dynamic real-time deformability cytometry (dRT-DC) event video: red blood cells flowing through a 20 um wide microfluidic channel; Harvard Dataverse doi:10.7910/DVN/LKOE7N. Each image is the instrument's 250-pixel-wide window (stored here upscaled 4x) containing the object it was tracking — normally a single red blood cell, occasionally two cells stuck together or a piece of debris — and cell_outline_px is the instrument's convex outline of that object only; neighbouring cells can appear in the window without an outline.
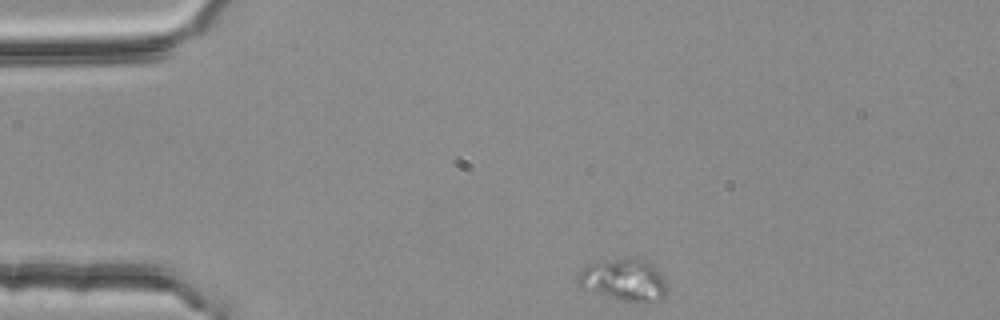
{"species": "common noctule bat (a hibernating species)", "species_latin": "Nyctalus noctula", "temperature_condition": "room temperature", "stored_images_in_passage": 39, "camera_frame_rate_fps": 3000, "um_per_image_px": 0.085, "animal": {"sex": "female", "body_mass_g": 25.1}, "frame": {"image": 1, "passage_image": 1, "time_ms": 0.0, "image_size_px": [1000, 320], "cell_outline_px": [[668, 292], [660, 300], [620, 300], [580, 288], [576, 280], [580, 272], [588, 264], [624, 256], [644, 256], [664, 276], [668, 288]], "centroid_in_image_um": [53.06, 23.72], "position_along_channel_um": 31.9, "area_um2": 22.31}}